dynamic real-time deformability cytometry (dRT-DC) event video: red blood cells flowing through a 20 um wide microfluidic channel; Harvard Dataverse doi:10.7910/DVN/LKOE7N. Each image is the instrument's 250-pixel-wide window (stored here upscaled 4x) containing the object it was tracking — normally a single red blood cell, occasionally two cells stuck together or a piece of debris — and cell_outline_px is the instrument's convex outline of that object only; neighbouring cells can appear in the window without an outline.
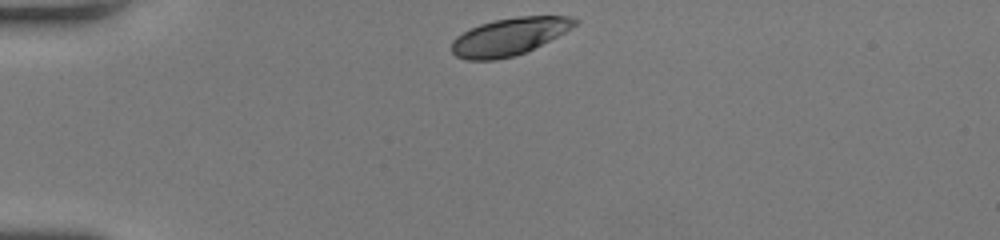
{"species": "human", "species_latin": "Homo sapiens", "temperature_condition": "room temperature", "stored_images_in_passage": 31, "camera_frame_rate_fps": 3000, "um_per_image_px": 0.085, "donor": {"sex": "female"}, "frame": {"image": 1, "passage_image": 1, "time_ms": 0.0, "image_size_px": [1000, 240], "cell_outline_px": [[580, 20], [572, 28], [524, 52], [512, 56], [496, 60], [468, 60], [456, 56], [452, 52], [452, 40], [456, 36], [468, 28], [480, 24], [496, 20], [516, 16], [568, 16]], "centroid_in_image_um": [43.24, 3.1], "position_along_channel_um": 41.8, "area_um2": 26.53}}
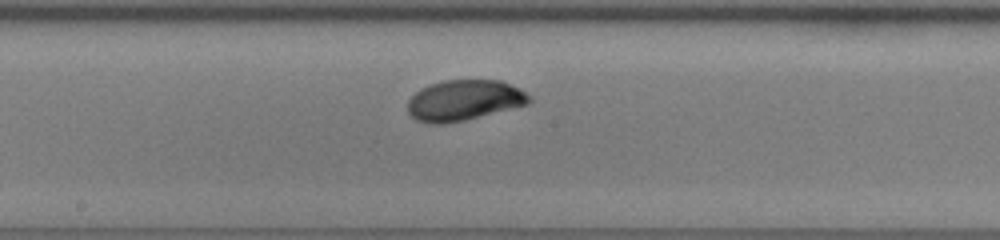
{"frame": {"image": 2, "passage_image": 16, "time_ms": 5.0, "image_size_px": [1000, 240], "cell_outline_px": [[532, 100], [528, 104], [464, 120], [440, 124], [432, 124], [416, 120], [408, 112], [408, 100], [420, 88], [444, 80], [500, 80], [520, 88], [532, 96]], "centroid_in_image_um": [39.46, 8.52], "position_along_channel_um": 208.7, "area_um2": 28.67}}
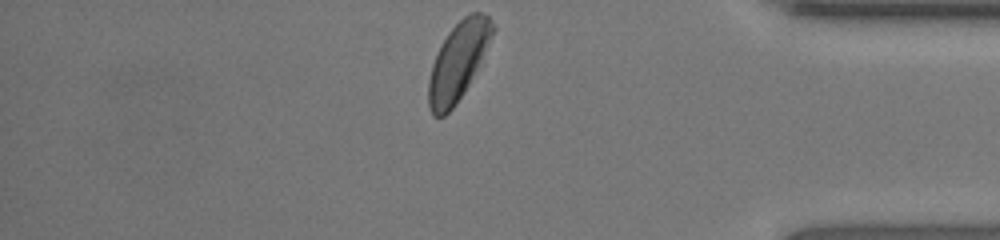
{"frame": {"image": 3, "passage_image": 31, "time_ms": 10.0, "image_size_px": [1000, 240], "cell_outline_px": [[496, 28], [464, 92], [456, 104], [444, 116], [432, 116], [428, 108], [428, 80], [432, 64], [440, 44], [448, 32], [464, 16], [472, 12], [480, 12], [488, 16], [496, 24]], "centroid_in_image_um": [38.91, 5.2], "position_along_channel_um": 396.3, "area_um2": 28.73}, "authors_computed_cell_mechanics": {"area_um2": 28.5532, "velocity_mm_per_s": 4.1987, "shape_relaxation_time_tau1_ms": 2.4678, "shape_relaxation_time_tau2_ms": null, "deformation_change_tau1": 0.1123, "deformation_change_tau2": null}}